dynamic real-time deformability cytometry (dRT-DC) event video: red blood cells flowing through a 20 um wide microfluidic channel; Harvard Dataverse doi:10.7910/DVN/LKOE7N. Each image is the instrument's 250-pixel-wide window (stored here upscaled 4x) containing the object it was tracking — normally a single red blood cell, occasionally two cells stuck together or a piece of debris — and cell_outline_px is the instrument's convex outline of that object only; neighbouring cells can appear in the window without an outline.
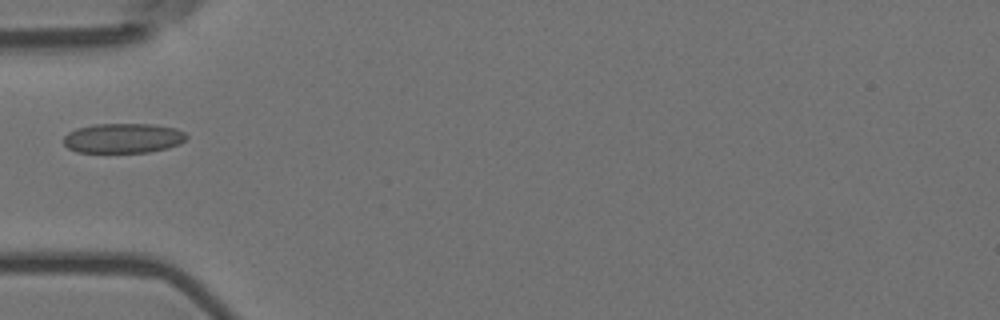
{"species": "Egyptian fruit bat (a non-hibernating species)", "species_latin": "Rousettus aegyptiacus", "temperature_condition": "room temperature", "stored_images_in_passage": 7, "camera_frame_rate_fps": 3000, "um_per_image_px": 0.085, "animal": {"sex": "female"}, "frame": {"image": 1, "passage_image": 6, "time_ms": 1.667, "image_size_px": [1000, 320], "cell_outline_px": [[188, 136], [180, 144], [168, 148], [148, 152], [76, 152], [68, 148], [64, 144], [64, 136], [68, 132], [76, 128], [96, 124], [152, 124], [176, 128], [184, 132]], "centroid_in_image_um": [10.47, 11.74], "position_along_channel_um": 74.5, "area_um2": 21.39}}
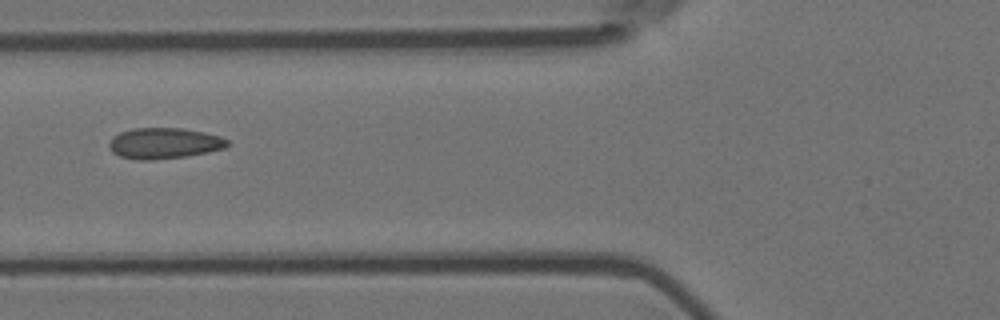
{"frame": {"image": 2, "passage_image": 7, "time_ms": 2.0, "image_size_px": [1000, 320], "cell_outline_px": [[228, 144], [224, 148], [208, 152], [184, 156], [152, 160], [140, 160], [120, 156], [112, 152], [108, 148], [108, 144], [120, 132], [132, 128], [180, 128], [204, 132], [220, 136], [228, 140]], "centroid_in_image_um": [13.94, 12.17], "position_along_channel_um": 111.9, "area_um2": 21.1}}